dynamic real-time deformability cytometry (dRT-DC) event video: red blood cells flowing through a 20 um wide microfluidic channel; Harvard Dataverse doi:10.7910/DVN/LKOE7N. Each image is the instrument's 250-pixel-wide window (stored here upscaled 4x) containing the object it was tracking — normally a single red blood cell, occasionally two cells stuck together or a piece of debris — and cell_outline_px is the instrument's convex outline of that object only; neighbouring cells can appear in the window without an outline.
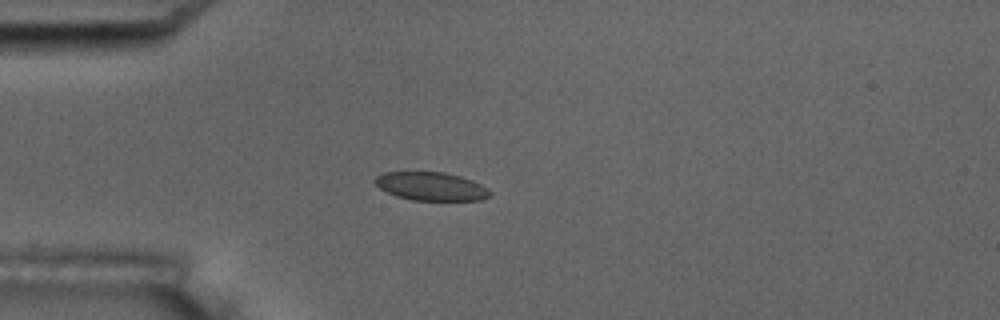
{"species": "common noctule bat (a hibernating species)", "species_latin": "Nyctalus noctula", "temperature_condition": "room temperature", "stored_images_in_passage": 5, "camera_frame_rate_fps": 3000, "um_per_image_px": 0.085, "animal": {"sex": "male", "body_mass_g": 17.5, "forearm_length_mm": 52.3}, "frame": {"image": 1, "passage_image": 5, "time_ms": 4.333, "image_size_px": [1000, 320], "cell_outline_px": [[492, 196], [480, 200], [412, 200], [396, 196], [380, 188], [376, 184], [376, 176], [384, 172], [444, 172], [460, 176], [472, 180], [488, 188], [492, 192]], "centroid_in_image_um": [36.69, 15.84], "position_along_channel_um": 48.3, "area_um2": 18.96}}